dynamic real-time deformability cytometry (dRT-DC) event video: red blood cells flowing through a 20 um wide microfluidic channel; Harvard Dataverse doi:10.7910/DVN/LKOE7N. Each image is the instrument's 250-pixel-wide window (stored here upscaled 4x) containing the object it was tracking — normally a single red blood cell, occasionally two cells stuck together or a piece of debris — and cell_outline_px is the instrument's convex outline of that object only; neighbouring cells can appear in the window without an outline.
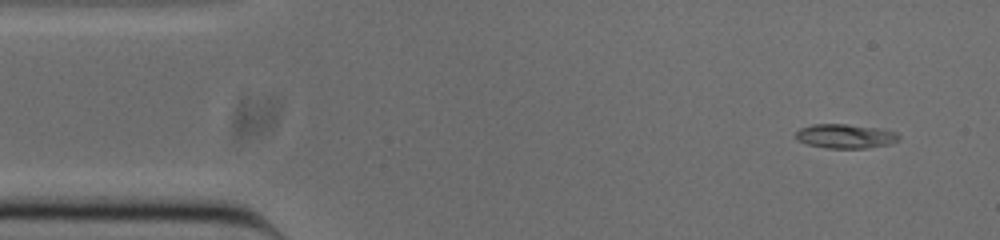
{"species": "common noctule bat (a hibernating species)", "species_latin": "Nyctalus noctula", "temperature_condition": "cold", "stored_images_in_passage": 50, "camera_frame_rate_fps": 3000, "um_per_image_px": 0.085, "animal": {"sex": "male", "body_mass_g": 20.0, "forearm_length_mm": 53.3}, "frame": {"image": 1, "passage_image": 1, "time_ms": 0.0, "image_size_px": [1000, 240], "cell_outline_px": [[900, 140], [892, 144], [864, 148], [828, 148], [808, 144], [796, 140], [796, 132], [800, 128], [812, 124], [848, 124], [876, 128], [896, 132], [900, 136]], "centroid_in_image_um": [71.87, 11.57], "position_along_channel_um": 13.1, "area_um2": 14.57}}
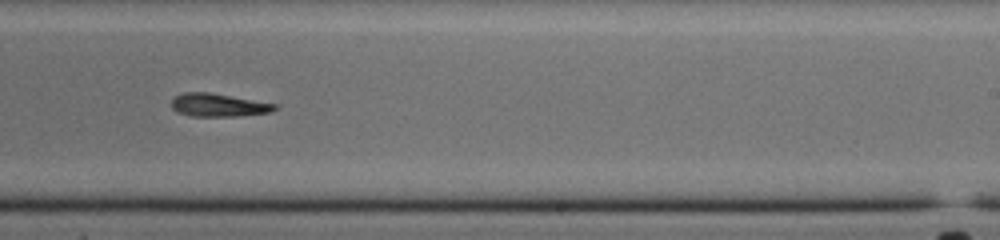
{"frame": {"image": 2, "passage_image": 29, "time_ms": 9.333, "image_size_px": [1000, 240], "cell_outline_px": [[280, 104], [272, 112], [240, 116], [192, 116], [176, 112], [172, 108], [172, 100], [176, 96], [184, 92], [208, 92]], "centroid_in_image_um": [18.61, 8.93], "position_along_channel_um": 270.4, "area_um2": 13.99}}
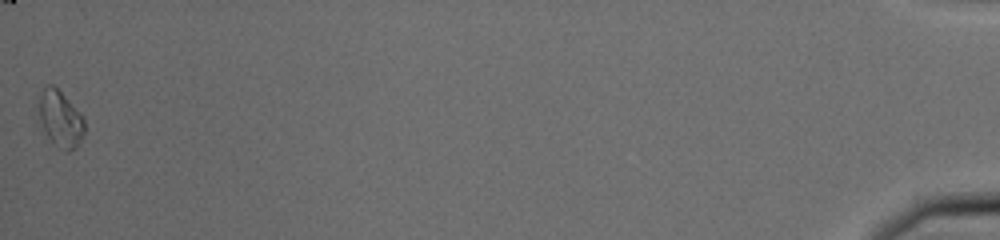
{"frame": {"image": 3, "passage_image": 50, "time_ms": 16.333, "image_size_px": [1000, 240], "cell_outline_px": [[84, 132], [76, 148], [68, 152], [64, 152], [48, 136], [36, 120], [40, 96], [44, 88], [48, 84], [52, 84], [84, 116]], "centroid_in_image_um": [5.1, 10.12], "position_along_channel_um": 430.1, "area_um2": 15.09}}